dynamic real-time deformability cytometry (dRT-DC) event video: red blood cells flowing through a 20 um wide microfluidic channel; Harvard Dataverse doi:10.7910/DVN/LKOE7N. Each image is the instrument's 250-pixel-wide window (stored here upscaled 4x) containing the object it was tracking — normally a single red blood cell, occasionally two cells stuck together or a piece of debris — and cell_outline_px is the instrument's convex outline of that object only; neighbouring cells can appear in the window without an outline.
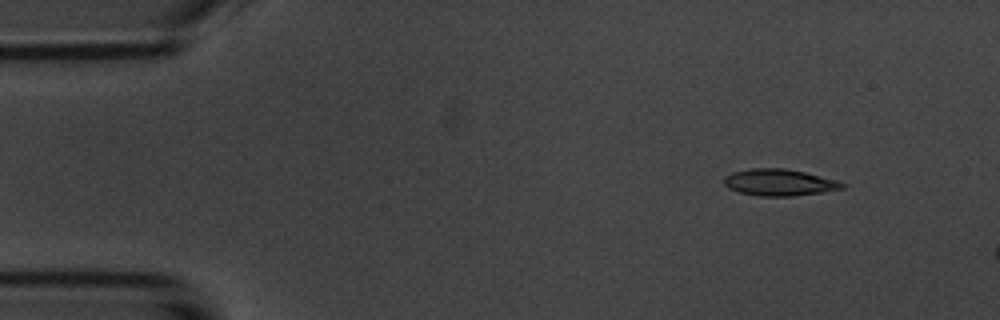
{"species": "common noctule bat (a hibernating species)", "species_latin": "Nyctalus noctula", "temperature_condition": "room temperature", "stored_images_in_passage": 11, "camera_frame_rate_fps": 3000, "um_per_image_px": 0.085, "animal": {"sex": "male", "body_mass_g": 20.1, "forearm_length_mm": 53.5}, "frame": {"image": 1, "passage_image": 5, "time_ms": 1.333, "image_size_px": [1000, 320], "cell_outline_px": [[848, 184], [844, 188], [824, 192], [792, 196], [756, 196], [740, 192], [728, 188], [724, 184], [724, 176], [732, 172], [748, 168], [784, 168], [804, 172], [840, 180]], "centroid_in_image_um": [66.27, 15.5], "position_along_channel_um": 18.7, "area_um2": 18.67}}